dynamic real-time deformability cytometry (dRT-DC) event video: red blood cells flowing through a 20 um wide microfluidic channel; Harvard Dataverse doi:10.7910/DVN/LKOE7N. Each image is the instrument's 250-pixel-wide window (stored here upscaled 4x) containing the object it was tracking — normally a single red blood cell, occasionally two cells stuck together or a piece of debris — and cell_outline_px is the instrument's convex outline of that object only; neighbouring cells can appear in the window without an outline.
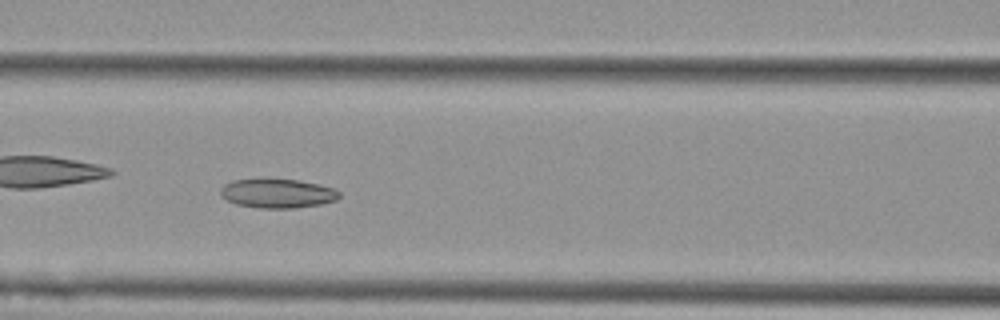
{"species": "Egyptian fruit bat (a non-hibernating species)", "species_latin": "Rousettus aegyptiacus", "temperature_condition": "cold", "stored_images_in_passage": 55, "camera_frame_rate_fps": 3000, "um_per_image_px": 0.085, "animal": {"sex": "female"}, "frame": {"image": 1, "passage_image": 24, "time_ms": 7.667, "image_size_px": [1000, 320], "cell_outline_px": [[340, 196], [336, 200], [320, 204], [292, 208], [256, 208], [236, 204], [220, 196], [220, 188], [224, 184], [232, 180], [300, 180], [336, 188], [340, 192]], "centroid_in_image_um": [23.59, 16.45], "position_along_channel_um": 143.0, "area_um2": 20.06}, "authors_computed_cell_mechanics": {"area_um2": 24.6806, "velocity_mm_per_s": 3.7694, "shape_relaxation_time_tau1_ms": null, "shape_relaxation_time_tau2_ms": 9.6433, "deformation_change_tau1": null, "deformation_change_tau2": 0.1235}}